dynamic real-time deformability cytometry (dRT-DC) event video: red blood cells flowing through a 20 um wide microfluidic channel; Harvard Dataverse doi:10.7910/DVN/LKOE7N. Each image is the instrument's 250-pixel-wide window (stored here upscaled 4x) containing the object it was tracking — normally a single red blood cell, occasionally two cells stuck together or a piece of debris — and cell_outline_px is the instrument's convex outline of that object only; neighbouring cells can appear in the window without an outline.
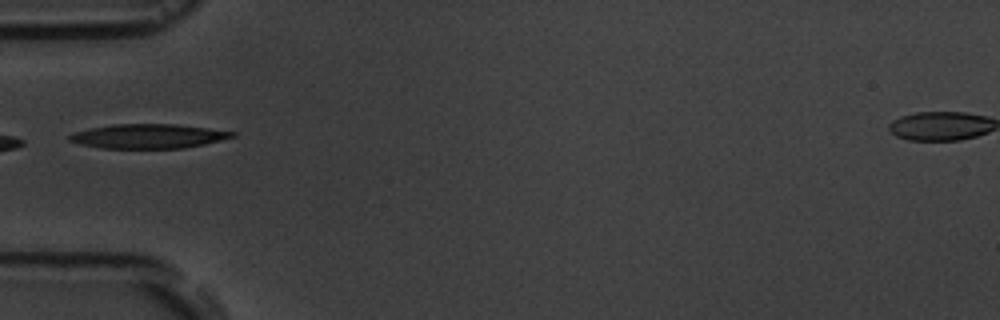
{"species": "common noctule bat (a hibernating species)", "species_latin": "Nyctalus noctula", "temperature_condition": "room temperature", "stored_images_in_passage": 8, "camera_frame_rate_fps": 3000, "um_per_image_px": 0.085, "animal": {"sex": "male", "body_mass_g": 19.5, "forearm_length_mm": 54.6}, "frame": {"image": 1, "passage_image": 5, "time_ms": 5.333, "image_size_px": [1000, 320], "cell_outline_px": [[236, 136], [204, 144], [184, 148], [104, 148], [80, 144], [68, 140], [68, 136], [72, 132], [88, 128], [112, 124], [176, 124], [208, 128], [236, 132]], "centroid_in_image_um": [12.57, 11.57], "position_along_channel_um": 72.4, "area_um2": 23.12}}
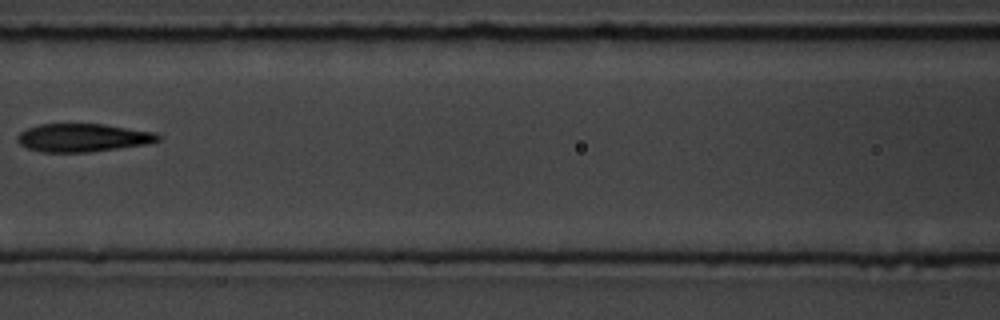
{"frame": {"image": 2, "passage_image": 7, "time_ms": 7.667, "image_size_px": [1000, 320], "cell_outline_px": [[160, 140], [144, 144], [88, 152], [44, 152], [28, 148], [20, 144], [16, 140], [16, 136], [20, 132], [28, 128], [40, 124], [104, 124], [156, 132], [160, 136]], "centroid_in_image_um": [7.02, 11.69], "position_along_channel_um": 159.6, "area_um2": 22.89}}
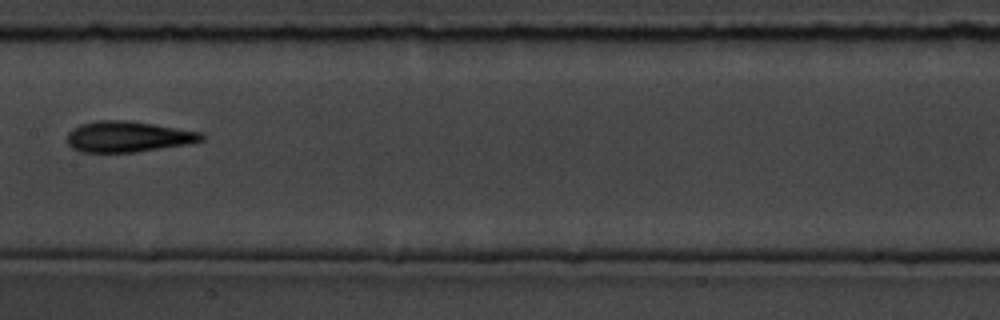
{"frame": {"image": 3, "passage_image": 8, "time_ms": 8.667, "image_size_px": [1000, 320], "cell_outline_px": [[204, 140], [188, 144], [136, 152], [80, 152], [72, 148], [68, 144], [68, 132], [72, 128], [80, 124], [96, 120], [132, 120], [204, 132]], "centroid_in_image_um": [10.9, 11.6], "position_along_channel_um": 196.5, "area_um2": 24.51}}